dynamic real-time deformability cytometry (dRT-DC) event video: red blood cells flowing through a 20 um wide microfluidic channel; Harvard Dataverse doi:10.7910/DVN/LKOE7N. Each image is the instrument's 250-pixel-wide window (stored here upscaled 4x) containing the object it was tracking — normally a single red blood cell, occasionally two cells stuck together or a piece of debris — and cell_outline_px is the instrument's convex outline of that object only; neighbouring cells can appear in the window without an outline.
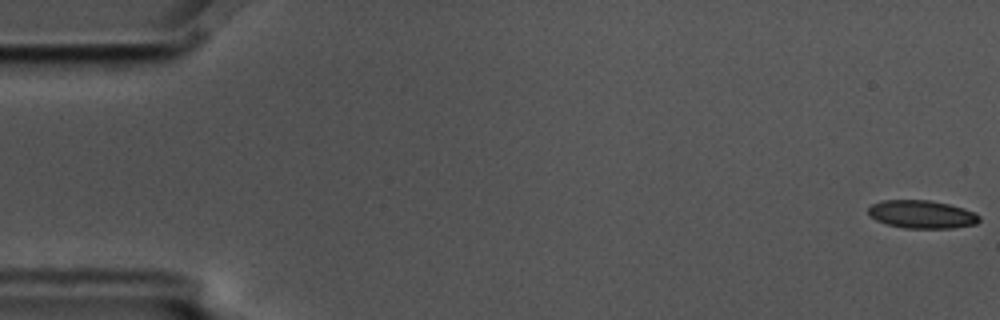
{"species": "common noctule bat (a hibernating species)", "species_latin": "Nyctalus noctula", "temperature_condition": "cold", "stored_images_in_passage": 8, "camera_frame_rate_fps": 3000, "um_per_image_px": 0.085, "animal": {"sex": "male", "body_mass_g": 17.5, "forearm_length_mm": 52.3}, "frame": {"image": 1, "passage_image": 1, "time_ms": 0.0, "image_size_px": [1000, 320], "cell_outline_px": [[980, 220], [976, 224], [952, 228], [904, 228], [888, 224], [876, 220], [868, 212], [868, 208], [872, 204], [880, 200], [928, 200], [948, 204], [964, 208], [980, 216]], "centroid_in_image_um": [78.35, 18.21], "position_along_channel_um": 6.6, "area_um2": 18.03}}
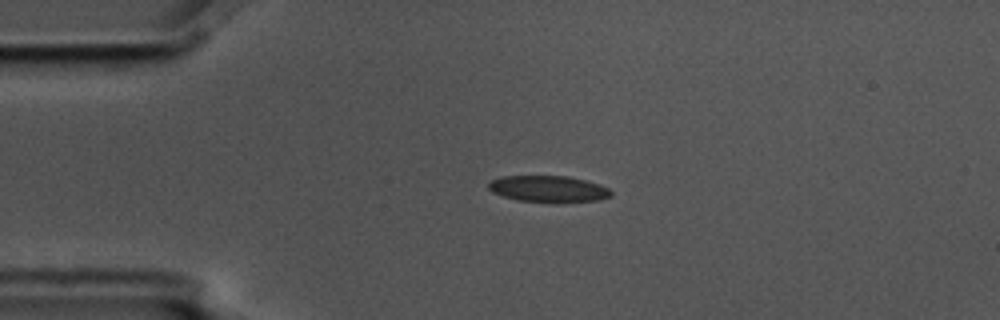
{"frame": {"image": 2, "passage_image": 4, "time_ms": 1.0, "image_size_px": [1000, 320], "cell_outline_px": [[612, 196], [600, 200], [560, 204], [516, 200], [492, 192], [488, 188], [488, 184], [492, 180], [500, 176], [568, 176], [600, 184], [608, 188], [612, 192]], "centroid_in_image_um": [46.65, 16.08], "position_along_channel_um": 38.3, "area_um2": 19.36}}